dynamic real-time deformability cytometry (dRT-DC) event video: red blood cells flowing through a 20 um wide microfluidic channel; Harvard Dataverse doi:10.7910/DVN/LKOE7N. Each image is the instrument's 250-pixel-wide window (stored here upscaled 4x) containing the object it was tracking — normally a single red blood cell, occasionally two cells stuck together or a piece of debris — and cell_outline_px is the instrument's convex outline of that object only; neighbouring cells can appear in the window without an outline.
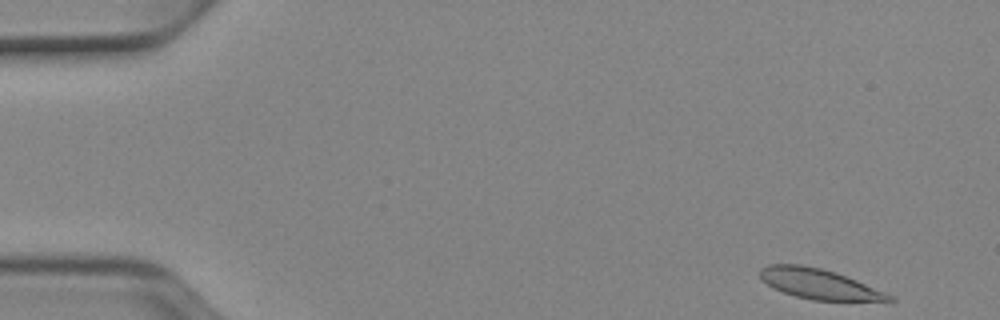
{"species": "Egyptian fruit bat (a non-hibernating species)", "species_latin": "Rousettus aegyptiacus", "temperature_condition": "cold", "stored_images_in_passage": 49, "camera_frame_rate_fps": 3000, "um_per_image_px": 0.085, "animal": {"sex": "female"}, "frame": {"image": 1, "passage_image": 1, "time_ms": 0.0, "image_size_px": [1000, 320], "cell_outline_px": [[896, 300], [892, 304], [812, 300], [796, 296], [772, 288], [760, 276], [760, 268], [768, 264], [800, 264], [820, 268], [836, 272], [856, 280], [884, 292], [892, 296]], "centroid_in_image_um": [69.77, 24.19], "position_along_channel_um": 15.2, "area_um2": 23.41}}
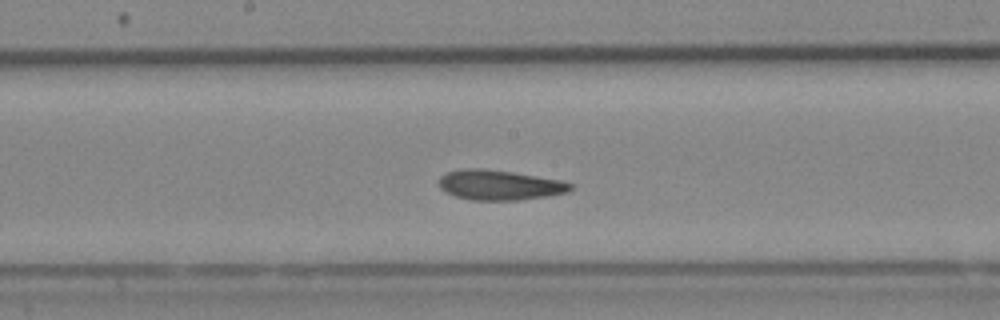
{"frame": {"image": 2, "passage_image": 25, "time_ms": 8.0, "image_size_px": [1000, 320], "cell_outline_px": [[572, 188], [568, 192], [548, 196], [520, 200], [472, 200], [456, 196], [440, 188], [440, 176], [444, 172], [464, 168], [484, 168], [512, 172], [560, 180], [572, 184]], "centroid_in_image_um": [42.45, 15.72], "position_along_channel_um": 205.8, "area_um2": 22.95}}
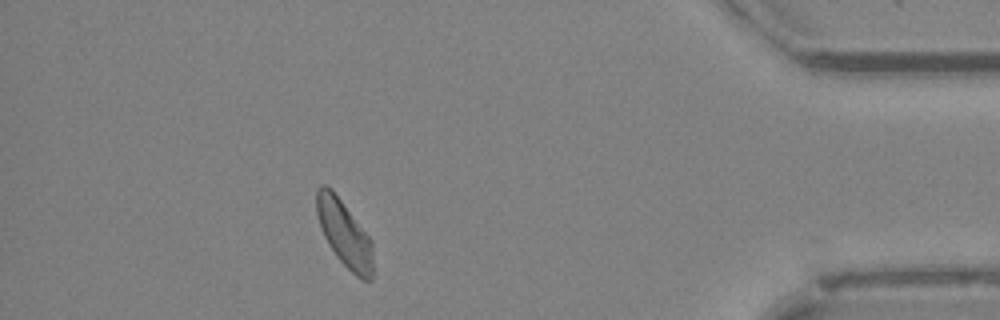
{"frame": {"image": 3, "passage_image": 44, "time_ms": 14.333, "image_size_px": [1000, 320], "cell_outline_px": [[372, 280], [364, 280], [356, 276], [336, 256], [324, 236], [316, 212], [316, 188], [320, 184], [324, 184], [332, 188], [372, 240]], "centroid_in_image_um": [29.26, 19.81], "position_along_channel_um": 405.9, "area_um2": 21.68}, "authors_computed_cell_mechanics": {"area_um2": 22.6576, "velocity_mm_per_s": 3.8695, "shape_relaxation_time_tau1_ms": null, "shape_relaxation_time_tau2_ms": 5.7022, "deformation_change_tau1": null, "deformation_change_tau2": 0.0869}}